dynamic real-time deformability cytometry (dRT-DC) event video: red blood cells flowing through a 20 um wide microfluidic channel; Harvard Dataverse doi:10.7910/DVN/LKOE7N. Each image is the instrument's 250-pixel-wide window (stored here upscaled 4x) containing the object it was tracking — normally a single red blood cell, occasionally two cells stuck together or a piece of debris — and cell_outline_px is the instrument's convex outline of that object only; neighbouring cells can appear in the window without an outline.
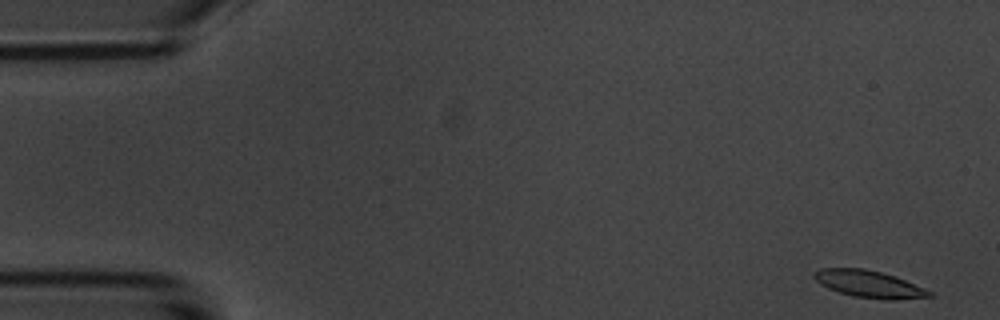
{"species": "common noctule bat (a hibernating species)", "species_latin": "Nyctalus noctula", "temperature_condition": "room temperature", "stored_images_in_passage": 53, "camera_frame_rate_fps": 3000, "um_per_image_px": 0.085, "animal": {"sex": "male", "body_mass_g": 20.1, "forearm_length_mm": 53.5}, "frame": {"image": 1, "passage_image": 1, "time_ms": 0.0, "image_size_px": [1000, 320], "cell_outline_px": [[932, 296], [892, 300], [884, 300], [852, 296], [828, 288], [820, 284], [812, 276], [812, 272], [820, 268], [864, 268], [896, 276], [924, 288], [932, 292]], "centroid_in_image_um": [73.83, 24.14], "position_along_channel_um": 11.2, "area_um2": 18.21}}
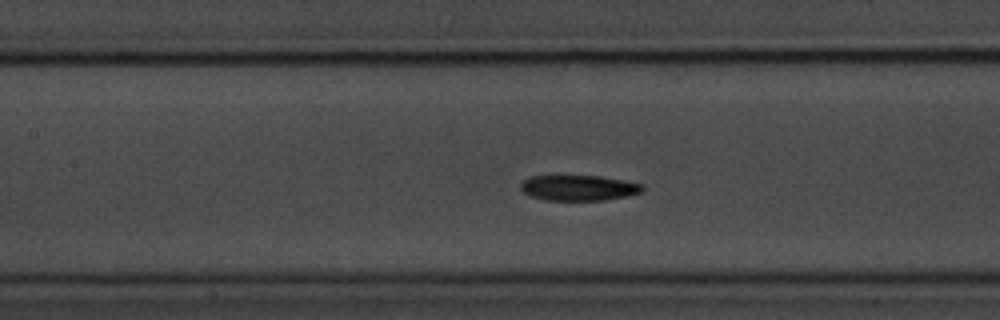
{"frame": {"image": 2, "passage_image": 23, "time_ms": 7.333, "image_size_px": [1000, 320], "cell_outline_px": [[644, 188], [640, 192], [624, 196], [604, 200], [544, 200], [532, 196], [524, 192], [520, 188], [520, 184], [528, 176], [600, 176], [644, 184]], "centroid_in_image_um": [49.16, 15.96], "position_along_channel_um": 158.2, "area_um2": 17.92}}
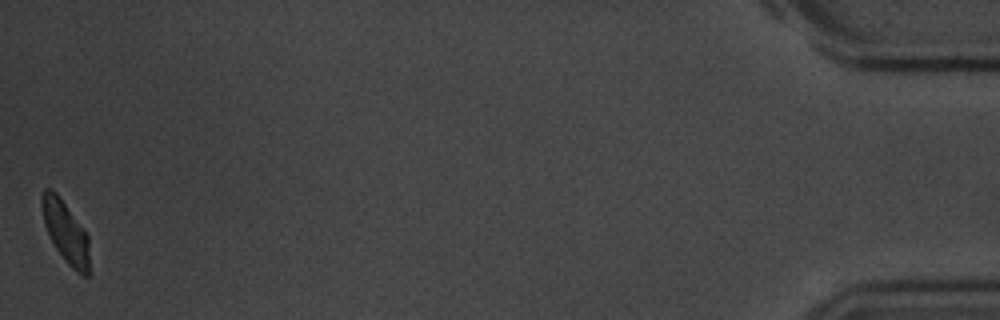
{"frame": {"image": 3, "passage_image": 53, "time_ms": 17.333, "image_size_px": [1000, 320], "cell_outline_px": [[88, 276], [84, 276], [76, 272], [64, 260], [56, 248], [44, 224], [40, 204], [40, 196], [44, 188], [52, 188], [56, 192], [88, 236]], "centroid_in_image_um": [5.53, 19.68], "position_along_channel_um": 429.7, "area_um2": 16.82}, "authors_computed_cell_mechanics": {"area_um2": 18.3226, "velocity_mm_per_s": 3.6698, "shape_relaxation_time_tau1_ms": 3.341, "shape_relaxation_time_tau2_ms": null, "deformation_change_tau1": 0.1214, "deformation_change_tau2": null}}